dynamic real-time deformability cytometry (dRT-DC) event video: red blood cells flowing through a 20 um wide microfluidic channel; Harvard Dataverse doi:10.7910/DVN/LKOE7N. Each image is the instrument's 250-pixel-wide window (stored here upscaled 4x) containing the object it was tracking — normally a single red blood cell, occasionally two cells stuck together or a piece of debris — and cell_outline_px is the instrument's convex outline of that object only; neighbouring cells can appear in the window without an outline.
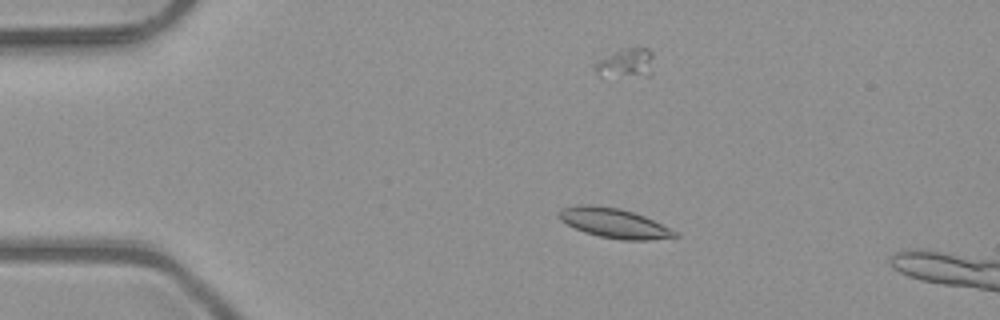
{"species": "common noctule bat (a hibernating species)", "species_latin": "Nyctalus noctula", "temperature_condition": "room temperature", "stored_images_in_passage": 2, "camera_frame_rate_fps": 3000, "um_per_image_px": 0.085, "animal": {"sex": "male", "body_mass_g": 23.1, "forearm_length_mm": 52.7}, "frame": {"image": 1, "passage_image": 1, "time_ms": 0.0, "image_size_px": [1000, 320], "cell_outline_px": [[680, 236], [648, 240], [620, 240], [600, 236], [584, 232], [560, 220], [560, 212], [564, 208], [580, 204], [588, 204], [620, 208], [644, 216], [676, 232]], "centroid_in_image_um": [52.2, 18.96], "position_along_channel_um": 32.8, "area_um2": 19.59}}